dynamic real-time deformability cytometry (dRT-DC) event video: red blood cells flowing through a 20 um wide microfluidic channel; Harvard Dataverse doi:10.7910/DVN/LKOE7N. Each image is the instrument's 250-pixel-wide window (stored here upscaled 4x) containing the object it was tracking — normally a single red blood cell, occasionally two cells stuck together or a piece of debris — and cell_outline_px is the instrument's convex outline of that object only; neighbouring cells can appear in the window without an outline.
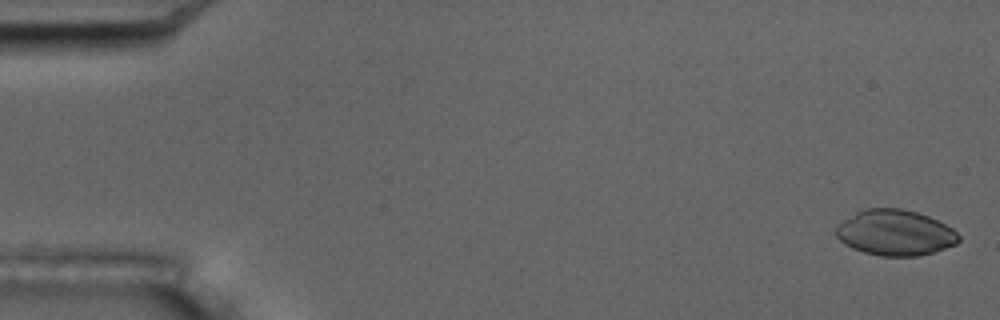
{"species": "common noctule bat (a hibernating species)", "species_latin": "Nyctalus noctula", "temperature_condition": "room temperature", "stored_images_in_passage": 5, "camera_frame_rate_fps": 3000, "um_per_image_px": 0.085, "animal": {"sex": "male", "body_mass_g": 17.5, "forearm_length_mm": 52.3}, "frame": {"image": 1, "passage_image": 1, "time_ms": 0.0, "image_size_px": [1000, 320], "cell_outline_px": [[960, 240], [956, 244], [920, 256], [880, 256], [864, 252], [852, 248], [844, 244], [836, 236], [836, 224], [856, 212], [864, 208], [900, 208], [916, 212], [928, 216], [952, 228], [960, 236]], "centroid_in_image_um": [76.06, 19.78], "position_along_channel_um": 8.9, "area_um2": 32.66}}